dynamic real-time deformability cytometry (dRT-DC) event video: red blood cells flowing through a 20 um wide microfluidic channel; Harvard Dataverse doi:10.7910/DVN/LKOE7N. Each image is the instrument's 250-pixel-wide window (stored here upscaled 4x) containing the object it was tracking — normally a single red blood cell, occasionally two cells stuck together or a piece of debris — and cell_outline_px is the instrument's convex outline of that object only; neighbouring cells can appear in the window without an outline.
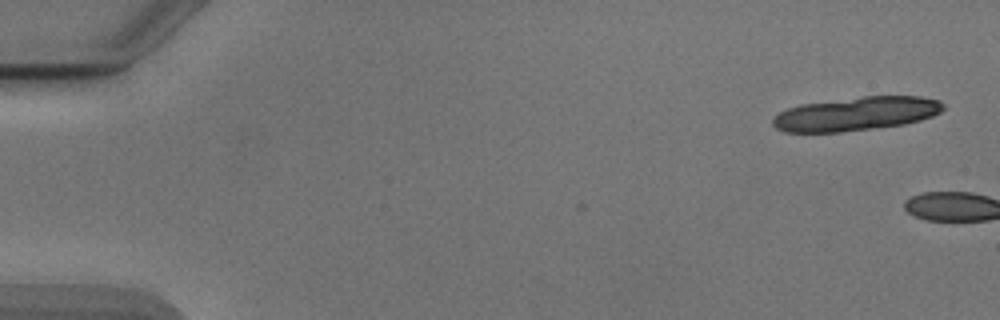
{"species": "Egyptian fruit bat (a non-hibernating species)", "species_latin": "Rousettus aegyptiacus", "temperature_condition": "cold", "stored_images_in_passage": 3, "camera_frame_rate_fps": 3000, "um_per_image_px": 0.085, "animal": {"sex": "male"}, "frame": {"image": 1, "passage_image": 1, "time_ms": 0.0, "image_size_px": [1000, 320], "cell_outline_px": [[944, 108], [940, 112], [932, 116], [920, 120], [904, 124], [840, 132], [784, 132], [776, 128], [772, 124], [772, 120], [780, 112], [788, 108], [800, 104], [864, 96], [920, 96], [940, 100], [944, 104]], "centroid_in_image_um": [72.78, 9.66], "position_along_channel_um": 12.2, "area_um2": 33.41}}